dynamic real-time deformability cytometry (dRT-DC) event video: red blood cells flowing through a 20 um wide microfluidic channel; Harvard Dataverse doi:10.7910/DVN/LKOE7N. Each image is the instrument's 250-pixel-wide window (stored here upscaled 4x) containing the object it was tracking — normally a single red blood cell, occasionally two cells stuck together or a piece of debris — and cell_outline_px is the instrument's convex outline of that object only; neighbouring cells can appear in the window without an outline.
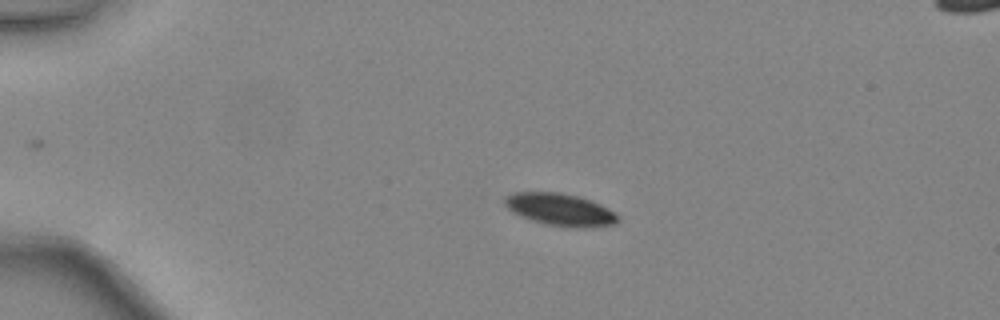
{"species": "common noctule bat (a hibernating species)", "species_latin": "Nyctalus noctula", "temperature_condition": "warm", "stored_images_in_passage": 32, "camera_frame_rate_fps": 3000, "um_per_image_px": 0.085, "animal": {"sex": "female", "body_mass_g": 24.6, "forearm_length_mm": 56.2}, "frame": {"image": 1, "passage_image": 1, "time_ms": 0.0, "image_size_px": [1000, 320], "cell_outline_px": [[620, 220], [616, 224], [584, 228], [568, 228], [548, 224], [532, 220], [520, 216], [512, 212], [504, 204], [504, 196], [516, 192], [560, 192], [580, 196], [592, 200], [616, 212], [620, 216]], "centroid_in_image_um": [47.66, 17.81], "position_along_channel_um": 37.3, "area_um2": 21.68}}
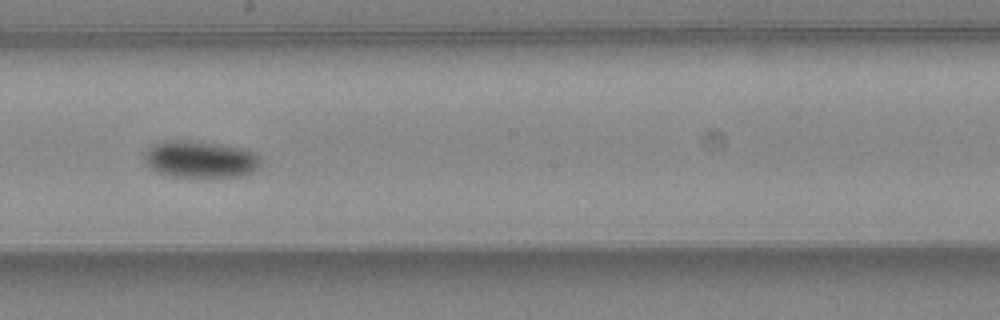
{"frame": {"image": 2, "passage_image": 18, "time_ms": 5.667, "image_size_px": [1000, 320], "cell_outline_px": [[260, 168], [244, 176], [172, 176], [160, 172], [152, 168], [144, 160], [144, 152], [152, 144], [160, 140], [200, 140], [240, 148], [256, 152], [260, 156]], "centroid_in_image_um": [17.04, 13.5], "position_along_channel_um": 231.2, "area_um2": 25.2}}
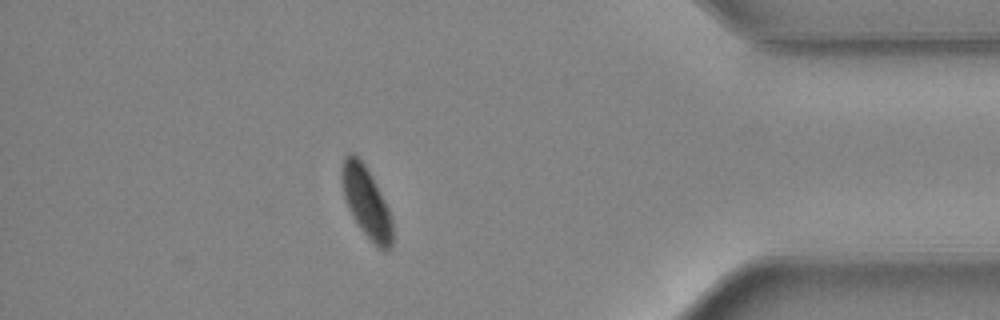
{"frame": {"image": 3, "passage_image": 32, "time_ms": 10.333, "image_size_px": [1000, 320], "cell_outline_px": [[392, 244], [384, 252], [360, 228], [352, 216], [348, 208], [344, 196], [340, 176], [340, 168], [344, 156], [348, 152], [352, 152], [364, 164], [372, 176], [392, 216]], "centroid_in_image_um": [31.11, 17.13], "position_along_channel_um": 404.1, "area_um2": 20.75}, "authors_computed_cell_mechanics": {"area_um2": 23.8425, "velocity_mm_per_s": 4.4144, "shape_relaxation_time_tau1_ms": 2.5146, "shape_relaxation_time_tau2_ms": null, "deformation_change_tau1": 0.0924, "deformation_change_tau2": null}}